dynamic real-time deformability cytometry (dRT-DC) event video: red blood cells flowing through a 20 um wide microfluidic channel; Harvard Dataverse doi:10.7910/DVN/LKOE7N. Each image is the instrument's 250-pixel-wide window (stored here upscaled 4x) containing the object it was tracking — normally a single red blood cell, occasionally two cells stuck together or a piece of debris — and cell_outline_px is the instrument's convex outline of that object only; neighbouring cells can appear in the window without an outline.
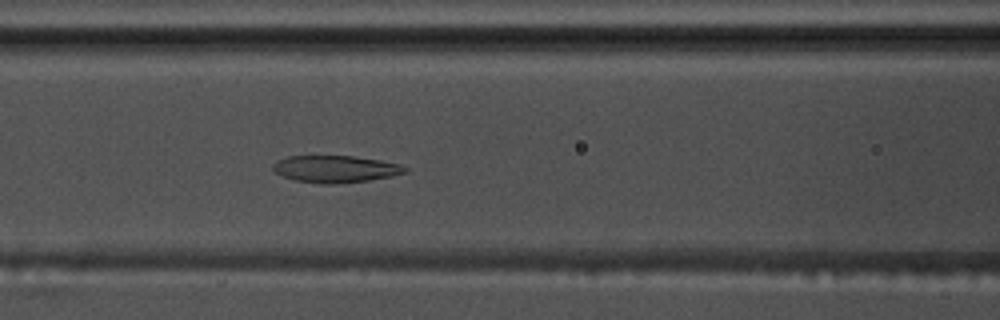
{"species": "common noctule bat (a hibernating species)", "species_latin": "Nyctalus noctula", "temperature_condition": "warm", "stored_images_in_passage": 57, "camera_frame_rate_fps": 3000, "um_per_image_px": 0.085, "animal": {"sex": "male", "body_mass_g": 17.5, "forearm_length_mm": 52.3}, "frame": {"image": 1, "passage_image": 25, "time_ms": 8.0, "image_size_px": [1000, 320], "cell_outline_px": [[408, 172], [392, 176], [368, 180], [332, 184], [320, 184], [296, 180], [284, 176], [276, 172], [272, 168], [272, 164], [288, 156], [352, 156], [380, 160], [400, 164], [408, 168]], "centroid_in_image_um": [28.55, 14.36], "position_along_channel_um": 138.1, "area_um2": 20.63}}
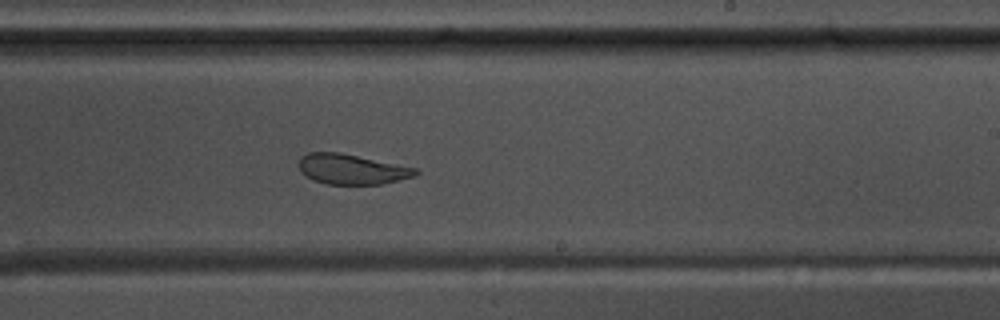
{"frame": {"image": 2, "passage_image": 35, "time_ms": 11.333, "image_size_px": [1000, 320], "cell_outline_px": [[420, 172], [416, 176], [384, 184], [324, 184], [312, 180], [304, 176], [300, 172], [300, 156], [308, 152], [340, 152], [416, 168]], "centroid_in_image_um": [29.88, 14.39], "position_along_channel_um": 259.1, "area_um2": 20.69}}
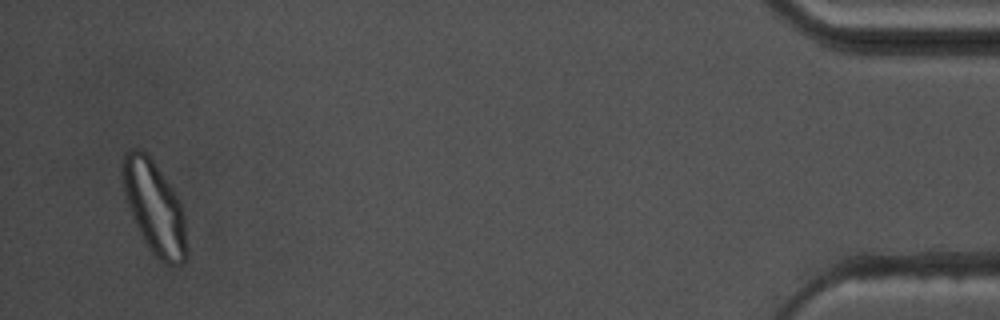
{"frame": {"image": 3, "passage_image": 55, "time_ms": 18.0, "image_size_px": [1000, 320], "cell_outline_px": [[184, 260], [180, 264], [164, 264], [152, 252], [144, 240], [136, 224], [124, 196], [120, 172], [120, 164], [124, 152], [132, 148], [140, 148], [152, 160], [172, 188], [184, 212]], "centroid_in_image_um": [13.04, 17.55], "position_along_channel_um": 422.2, "area_um2": 33.99}, "authors_computed_cell_mechanics": {"area_um2": 25.3164, "velocity_mm_per_s": 3.6471, "shape_relaxation_time_tau1_ms": 10.1777, "shape_relaxation_time_tau2_ms": 0.9719, "deformation_change_tau1": 0.2158, "deformation_change_tau2": 0.0694}}